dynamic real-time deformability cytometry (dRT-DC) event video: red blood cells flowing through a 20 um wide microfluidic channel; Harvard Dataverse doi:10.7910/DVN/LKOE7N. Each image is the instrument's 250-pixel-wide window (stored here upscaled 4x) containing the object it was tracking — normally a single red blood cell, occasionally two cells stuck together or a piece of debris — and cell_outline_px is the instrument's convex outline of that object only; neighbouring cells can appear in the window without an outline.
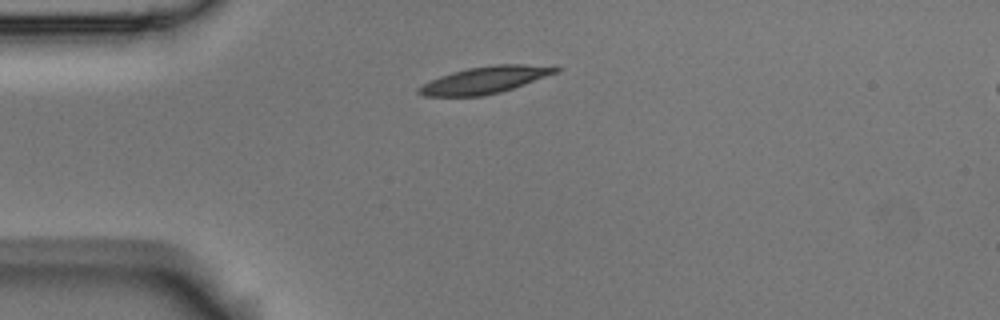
{"species": "Egyptian fruit bat (a non-hibernating species)", "species_latin": "Rousettus aegyptiacus", "temperature_condition": "room temperature", "stored_images_in_passage": 44, "camera_frame_rate_fps": 3000, "um_per_image_px": 0.085, "animal": {"sex": "male"}, "frame": {"image": 1, "passage_image": 1, "time_ms": 0.0, "image_size_px": [1000, 320], "cell_outline_px": [[560, 68], [556, 72], [524, 84], [500, 92], [484, 96], [424, 96], [416, 92], [416, 88], [440, 76], [452, 72], [468, 68], [496, 64], [524, 64]], "centroid_in_image_um": [41.14, 6.81], "position_along_channel_um": 43.9, "area_um2": 21.04}}
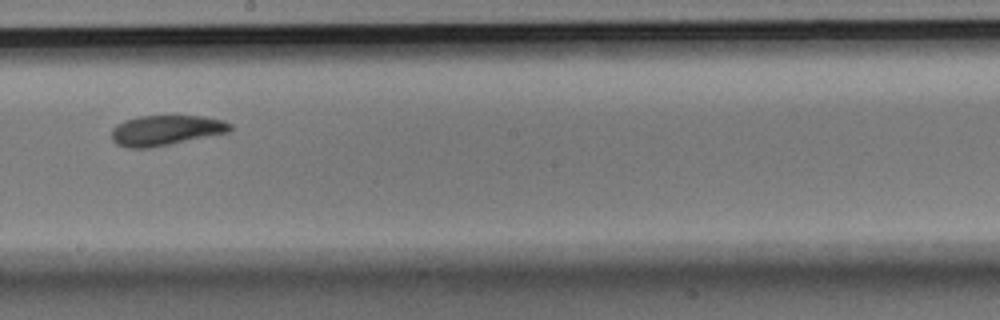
{"frame": {"image": 2, "passage_image": 19, "time_ms": 6.0, "image_size_px": [1000, 320], "cell_outline_px": [[232, 128], [228, 132], [152, 148], [128, 148], [116, 144], [112, 140], [112, 128], [116, 124], [124, 120], [140, 116], [204, 116], [224, 120], [232, 124]], "centroid_in_image_um": [14.08, 11.08], "position_along_channel_um": 234.1, "area_um2": 20.98}}
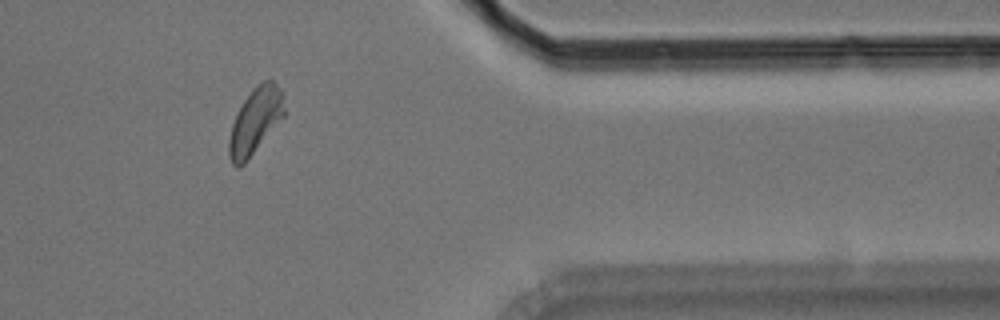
{"frame": {"image": 3, "passage_image": 34, "time_ms": 11.0, "image_size_px": [1000, 320], "cell_outline_px": [[284, 116], [244, 164], [236, 168], [232, 164], [228, 156], [228, 140], [232, 124], [236, 112], [252, 88], [256, 84], [264, 80], [272, 80], [284, 92]], "centroid_in_image_um": [21.68, 10.27], "position_along_channel_um": 389.7, "area_um2": 21.39}, "authors_computed_cell_mechanics": {"area_um2": 20.9525, "velocity_mm_per_s": 3.5072, "shape_relaxation_time_tau1_ms": 3.6223, "shape_relaxation_time_tau2_ms": 4.017, "deformation_change_tau1": 0.1374, "deformation_change_tau2": 0.0891}}